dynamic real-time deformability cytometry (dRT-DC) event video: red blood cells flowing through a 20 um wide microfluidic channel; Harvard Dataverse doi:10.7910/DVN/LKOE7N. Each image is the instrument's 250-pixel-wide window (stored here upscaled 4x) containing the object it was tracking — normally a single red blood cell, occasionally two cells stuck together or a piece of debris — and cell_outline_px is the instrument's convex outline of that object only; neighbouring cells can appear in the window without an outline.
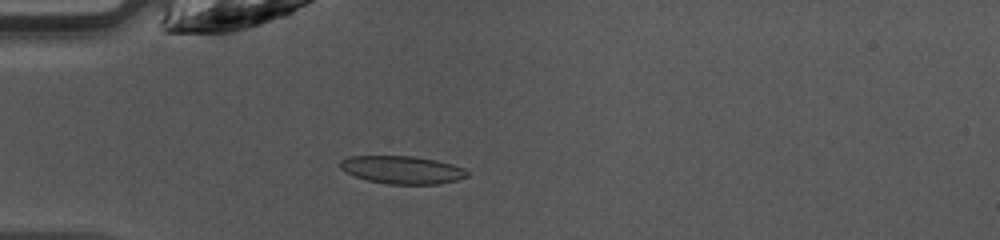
{"species": "common noctule bat (a hibernating species)", "species_latin": "Nyctalus noctula", "temperature_condition": "warm", "stored_images_in_passage": 47, "camera_frame_rate_fps": 3000, "um_per_image_px": 0.085, "animal": {"sex": "female", "body_mass_g": 10.0, "forearm_length_mm": 53.1}, "frame": {"image": 1, "passage_image": 13, "time_ms": 4.0, "image_size_px": [1000, 240], "cell_outline_px": [[472, 172], [468, 176], [456, 180], [440, 184], [388, 184], [368, 180], [344, 172], [340, 168], [340, 160], [348, 156], [416, 156], [436, 160], [452, 164], [464, 168]], "centroid_in_image_um": [34.21, 14.43], "position_along_channel_um": 50.8, "area_um2": 20.81}}
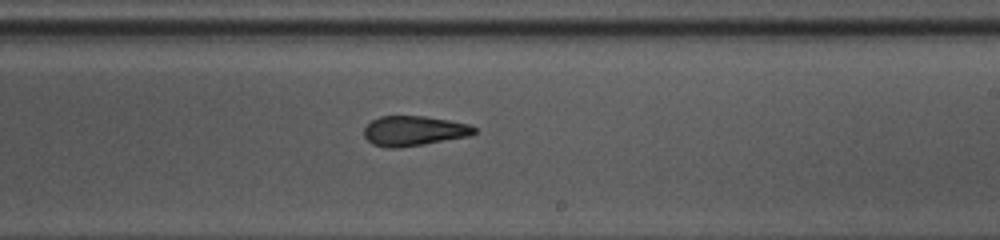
{"frame": {"image": 2, "passage_image": 28, "time_ms": 9.0, "image_size_px": [1000, 240], "cell_outline_px": [[476, 132], [468, 136], [424, 144], [400, 148], [384, 148], [372, 144], [364, 136], [364, 128], [372, 120], [380, 116], [424, 116], [448, 120], [468, 124], [476, 128]], "centroid_in_image_um": [35.14, 11.13], "position_along_channel_um": 253.9, "area_um2": 19.19}}
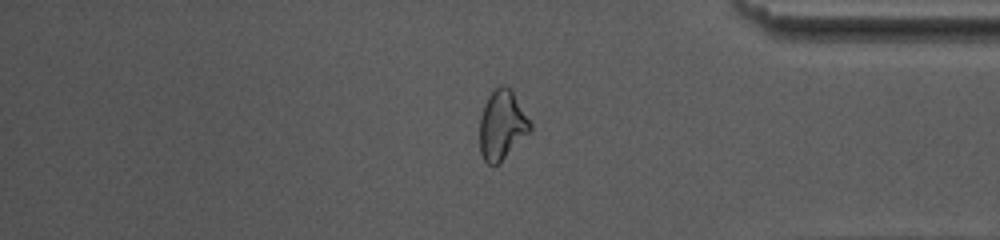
{"frame": {"image": 3, "passage_image": 39, "time_ms": 12.667, "image_size_px": [1000, 240], "cell_outline_px": [[532, 128], [496, 164], [488, 164], [484, 160], [480, 152], [480, 116], [484, 104], [492, 88], [504, 84], [512, 92], [532, 124]], "centroid_in_image_um": [42.62, 10.57], "position_along_channel_um": 392.6, "area_um2": 19.77}, "authors_computed_cell_mechanics": {"area_um2": 19.8832, "velocity_mm_per_s": 4.2495, "shape_relaxation_time_tau1_ms": 4.522, "shape_relaxation_time_tau2_ms": 2.7, "deformation_change_tau1": 0.1659, "deformation_change_tau2": 0.0973}}